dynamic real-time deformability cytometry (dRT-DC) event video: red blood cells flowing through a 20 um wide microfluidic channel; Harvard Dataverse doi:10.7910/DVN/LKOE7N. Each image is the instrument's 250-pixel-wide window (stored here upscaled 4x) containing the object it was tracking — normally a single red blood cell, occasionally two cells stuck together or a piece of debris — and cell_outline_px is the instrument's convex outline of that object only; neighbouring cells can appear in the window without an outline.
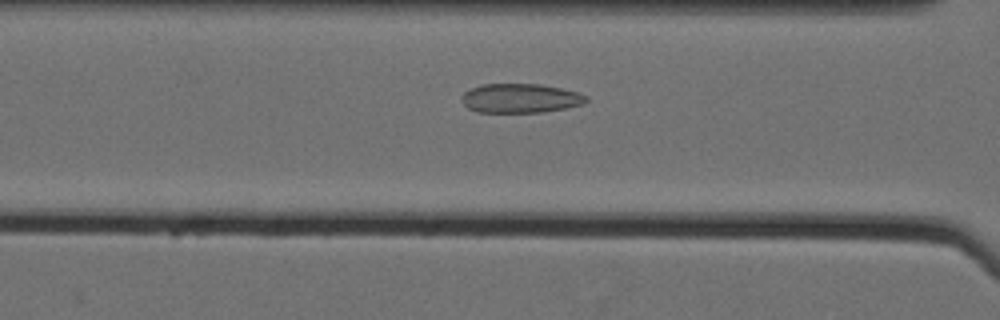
{"species": "Egyptian fruit bat (a non-hibernating species)", "species_latin": "Rousettus aegyptiacus", "temperature_condition": "cold", "stored_images_in_passage": 16, "camera_frame_rate_fps": 3000, "um_per_image_px": 0.085, "animal": {"sex": "female"}, "frame": {"image": 1, "passage_image": 9, "time_ms": 2.667, "image_size_px": [1000, 320], "cell_outline_px": [[588, 100], [584, 104], [544, 112], [476, 112], [468, 108], [460, 100], [460, 96], [468, 88], [484, 84], [540, 84], [580, 92], [588, 96]], "centroid_in_image_um": [44.21, 8.35], "position_along_channel_um": 122.4, "area_um2": 21.44}}